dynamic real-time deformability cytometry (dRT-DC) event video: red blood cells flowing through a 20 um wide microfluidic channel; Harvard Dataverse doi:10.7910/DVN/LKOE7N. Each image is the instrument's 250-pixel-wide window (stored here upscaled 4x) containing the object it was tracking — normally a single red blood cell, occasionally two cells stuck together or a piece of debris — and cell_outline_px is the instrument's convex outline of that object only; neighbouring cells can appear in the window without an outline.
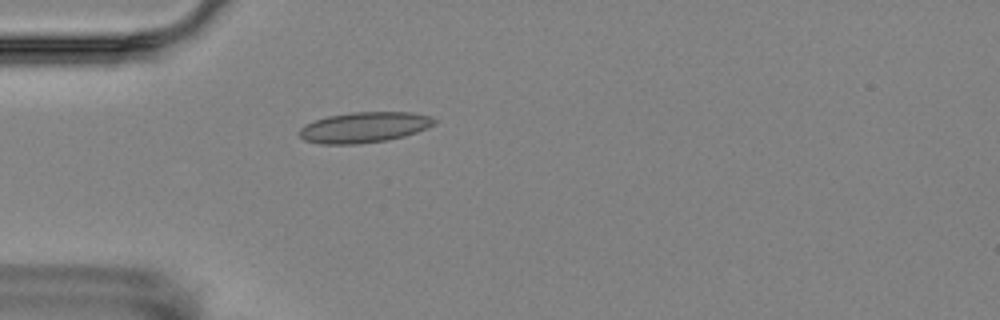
{"species": "Egyptian fruit bat (a non-hibernating species)", "species_latin": "Rousettus aegyptiacus", "temperature_condition": "room temperature", "stored_images_in_passage": 4, "camera_frame_rate_fps": 3000, "um_per_image_px": 0.085, "animal": {"sex": "female"}, "frame": {"image": 1, "passage_image": 4, "time_ms": 4.333, "image_size_px": [1000, 320], "cell_outline_px": [[436, 124], [428, 128], [404, 136], [388, 140], [356, 144], [320, 144], [304, 140], [300, 136], [300, 128], [304, 124], [328, 116], [352, 112], [412, 112], [428, 116], [436, 120]], "centroid_in_image_um": [30.96, 10.82], "position_along_channel_um": 54.0, "area_um2": 24.04}}